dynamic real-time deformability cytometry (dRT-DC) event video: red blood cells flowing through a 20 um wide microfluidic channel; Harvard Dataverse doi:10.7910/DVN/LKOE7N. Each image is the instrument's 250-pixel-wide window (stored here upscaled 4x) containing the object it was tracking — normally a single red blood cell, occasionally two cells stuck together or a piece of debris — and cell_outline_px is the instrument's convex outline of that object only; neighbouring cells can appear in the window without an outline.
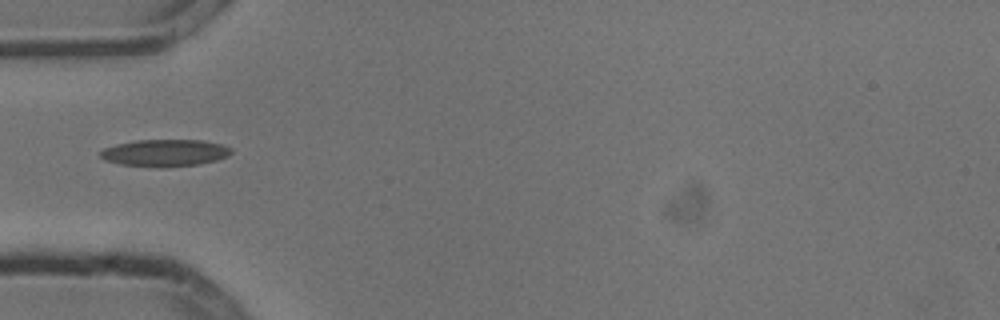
{"species": "common noctule bat (a hibernating species)", "species_latin": "Nyctalus noctula", "temperature_condition": "cold", "stored_images_in_passage": 8, "camera_frame_rate_fps": 3000, "um_per_image_px": 0.085, "animal": {"sex": "male", "body_mass_g": 13.3}, "frame": {"image": 1, "passage_image": 1, "time_ms": 0.0, "image_size_px": [1000, 320], "cell_outline_px": [[232, 152], [228, 156], [216, 160], [196, 164], [164, 168], [120, 164], [104, 160], [100, 156], [100, 152], [104, 148], [116, 144], [136, 140], [200, 140], [220, 144], [232, 148]], "centroid_in_image_um": [14.0, 13.0], "position_along_channel_um": 71.0, "area_um2": 20.58}}